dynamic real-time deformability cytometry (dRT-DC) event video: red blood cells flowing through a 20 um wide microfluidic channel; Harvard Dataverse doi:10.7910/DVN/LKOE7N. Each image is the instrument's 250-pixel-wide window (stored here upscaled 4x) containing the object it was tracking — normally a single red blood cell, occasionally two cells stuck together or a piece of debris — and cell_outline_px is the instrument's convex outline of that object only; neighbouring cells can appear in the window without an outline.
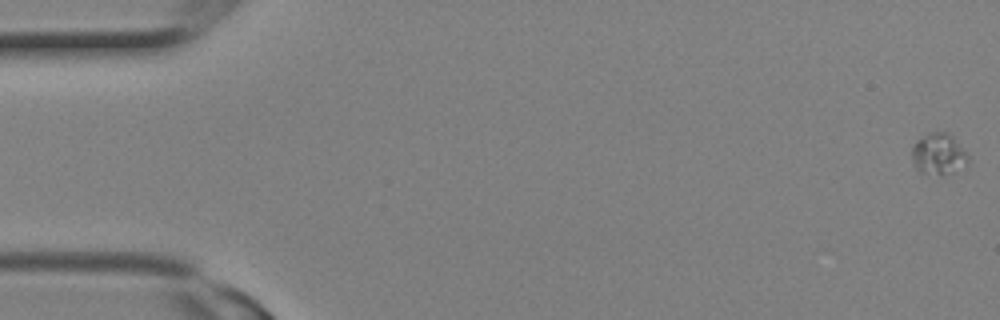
{"species": "Egyptian fruit bat (a non-hibernating species)", "species_latin": "Rousettus aegyptiacus", "temperature_condition": "room temperature", "stored_images_in_passage": 12, "camera_frame_rate_fps": 3000, "um_per_image_px": 0.085, "animal": {"sex": "female"}, "frame": {"image": 1, "passage_image": 1, "time_ms": 0.0, "image_size_px": [1000, 320], "cell_outline_px": [[968, 160], [952, 172], [920, 172], [916, 168], [912, 160], [912, 144], [916, 140], [928, 132], [948, 132], [952, 136], [968, 156]], "centroid_in_image_um": [79.7, 13.02], "position_along_channel_um": 5.3, "area_um2": 12.89}}
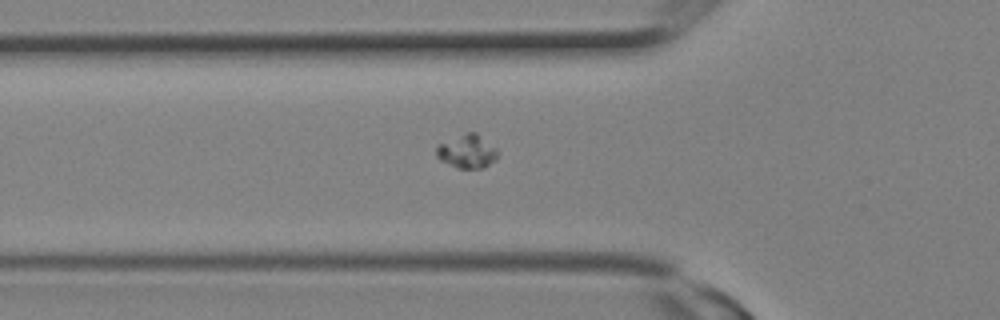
{"frame": {"image": 2, "passage_image": 10, "time_ms": 3.0, "image_size_px": [1000, 320], "cell_outline_px": [[496, 160], [484, 168], [456, 168], [440, 160], [436, 156], [436, 144], [468, 132], [476, 132], [496, 148]], "centroid_in_image_um": [39.67, 12.88], "position_along_channel_um": 86.1, "area_um2": 11.96}}
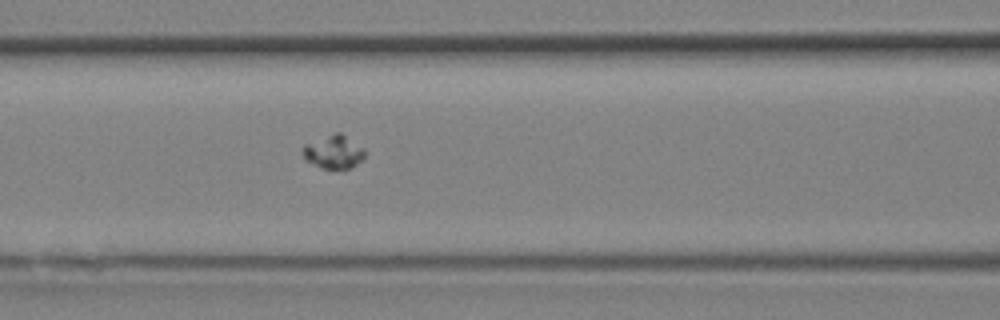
{"frame": {"image": 3, "passage_image": 12, "time_ms": 3.667, "image_size_px": [1000, 320], "cell_outline_px": [[364, 156], [352, 168], [320, 168], [304, 160], [304, 144], [336, 132], [340, 132], [364, 148]], "centroid_in_image_um": [28.35, 12.91], "position_along_channel_um": 138.3, "area_um2": 11.85}}